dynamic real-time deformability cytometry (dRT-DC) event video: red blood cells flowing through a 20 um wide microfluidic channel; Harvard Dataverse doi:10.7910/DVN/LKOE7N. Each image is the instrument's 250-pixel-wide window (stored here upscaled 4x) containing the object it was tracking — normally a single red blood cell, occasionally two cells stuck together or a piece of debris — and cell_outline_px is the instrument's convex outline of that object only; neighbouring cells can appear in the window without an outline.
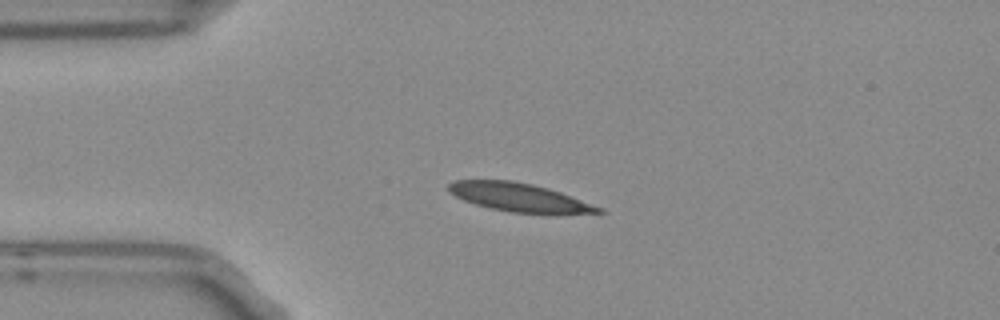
{"species": "Egyptian fruit bat (a non-hibernating species)", "species_latin": "Rousettus aegyptiacus", "temperature_condition": "room temperature", "stored_images_in_passage": 4, "camera_frame_rate_fps": 3000, "um_per_image_px": 0.085, "frame": {"image": 1, "passage_image": 3, "time_ms": 0.667, "image_size_px": [1000, 320], "cell_outline_px": [[604, 212], [512, 212], [492, 208], [476, 204], [464, 200], [448, 192], [448, 184], [456, 180], [512, 180], [532, 184], [548, 188], [560, 192], [604, 208]], "centroid_in_image_um": [44.06, 16.74], "position_along_channel_um": 40.9, "area_um2": 24.04}}